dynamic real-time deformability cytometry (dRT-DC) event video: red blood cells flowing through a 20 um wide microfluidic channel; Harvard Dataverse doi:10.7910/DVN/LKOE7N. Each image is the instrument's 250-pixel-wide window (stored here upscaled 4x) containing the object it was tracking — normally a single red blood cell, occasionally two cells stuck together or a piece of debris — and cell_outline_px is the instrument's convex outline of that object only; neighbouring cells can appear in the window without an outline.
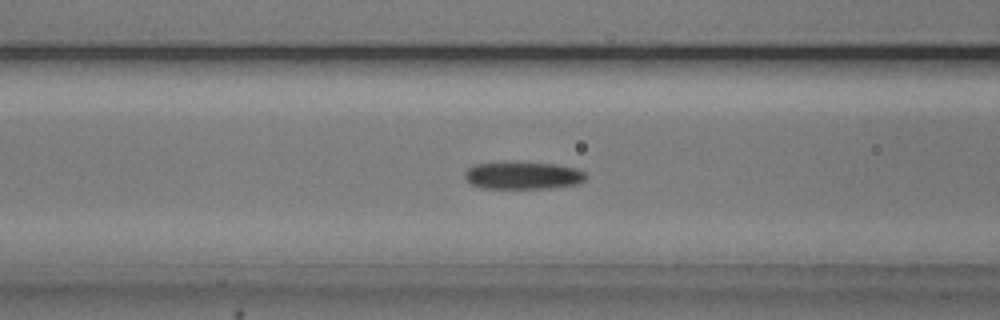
{"species": "common noctule bat (a hibernating species)", "species_latin": "Nyctalus noctula", "temperature_condition": "cold", "stored_images_in_passage": 55, "camera_frame_rate_fps": 3000, "um_per_image_px": 0.085, "animal": {"sex": "male", "body_mass_g": 20.5, "forearm_length_mm": 52.5}, "frame": {"image": 1, "passage_image": 22, "time_ms": 7.0, "image_size_px": [1000, 320], "cell_outline_px": [[588, 176], [584, 180], [576, 184], [548, 188], [480, 188], [472, 184], [464, 176], [464, 172], [472, 164], [508, 160], [556, 164], [576, 168], [584, 172]], "centroid_in_image_um": [44.4, 14.87], "position_along_channel_um": 122.2, "area_um2": 19.94}}
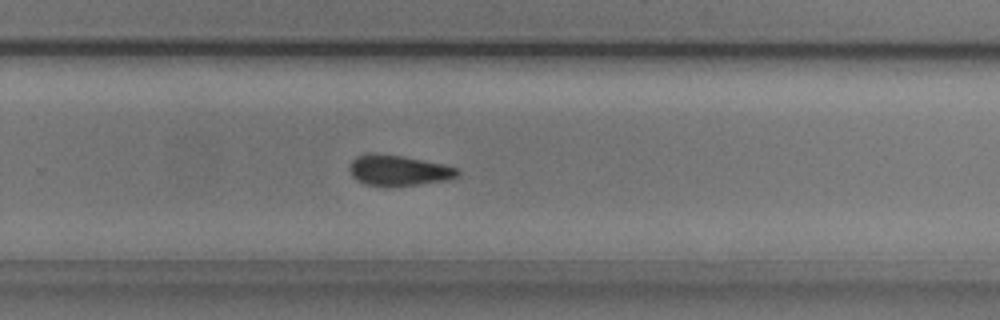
{"frame": {"image": 2, "passage_image": 36, "time_ms": 11.667, "image_size_px": [1000, 320], "cell_outline_px": [[460, 176], [448, 180], [388, 188], [384, 188], [364, 184], [356, 180], [352, 176], [352, 160], [356, 156], [404, 156], [460, 168]], "centroid_in_image_um": [33.97, 14.56], "position_along_channel_um": 295.8, "area_um2": 18.96}}
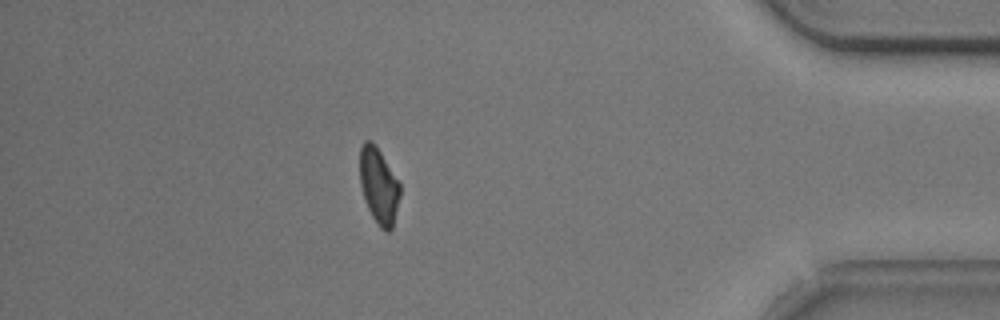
{"frame": {"image": 3, "passage_image": 48, "time_ms": 15.667, "image_size_px": [1000, 320], "cell_outline_px": [[400, 196], [392, 228], [388, 232], [384, 232], [380, 228], [372, 216], [364, 200], [360, 184], [360, 148], [364, 140], [372, 140], [380, 152], [400, 184]], "centroid_in_image_um": [32.18, 15.8], "position_along_channel_um": 403.0, "area_um2": 17.69}, "authors_computed_cell_mechanics": {"area_um2": 18.6116, "velocity_mm_per_s": 3.7305, "shape_relaxation_time_tau1_ms": 2.6348, "shape_relaxation_time_tau2_ms": 10.9222, "deformation_change_tau1": 0.1064, "deformation_change_tau2": 0.1925}}